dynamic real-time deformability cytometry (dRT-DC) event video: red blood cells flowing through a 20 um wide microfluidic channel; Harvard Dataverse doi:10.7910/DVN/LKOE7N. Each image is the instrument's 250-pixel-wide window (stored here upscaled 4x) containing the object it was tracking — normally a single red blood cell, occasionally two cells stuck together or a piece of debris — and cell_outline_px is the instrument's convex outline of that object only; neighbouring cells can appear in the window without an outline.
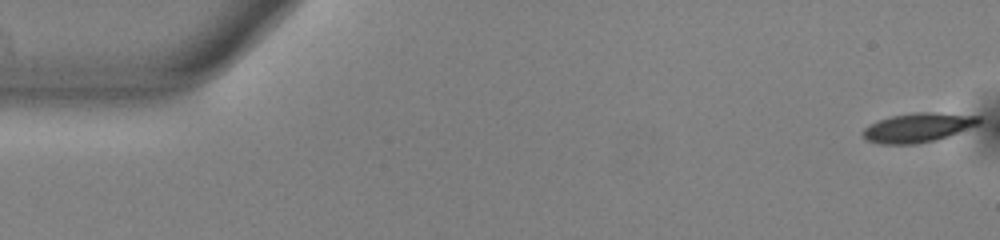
{"species": "common noctule bat (a hibernating species)", "species_latin": "Nyctalus noctula", "temperature_condition": "warm", "stored_images_in_passage": 54, "camera_frame_rate_fps": 3000, "um_per_image_px": 0.085, "animal": {"sex": "male", "body_mass_g": 13.0, "forearm_length_mm": 53.1}, "frame": {"image": 1, "passage_image": 1, "time_ms": 0.0, "image_size_px": [1000, 240], "cell_outline_px": [[980, 124], [948, 136], [916, 144], [880, 144], [864, 140], [860, 136], [860, 132], [864, 128], [880, 120], [892, 116], [912, 112], [932, 112], [980, 116]], "centroid_in_image_um": [77.97, 10.85], "position_along_channel_um": 7.0, "area_um2": 19.77}}
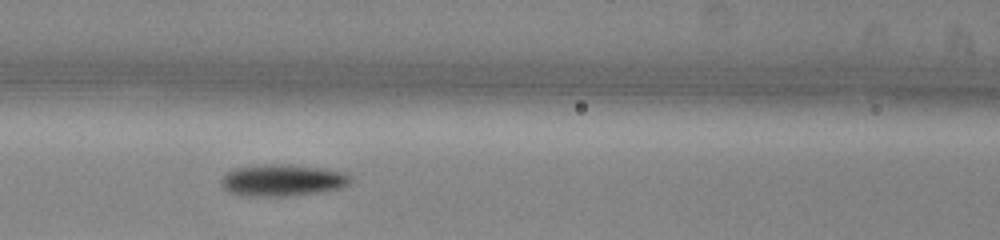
{"frame": {"image": 2, "passage_image": 23, "time_ms": 7.333, "image_size_px": [1000, 240], "cell_outline_px": [[352, 180], [348, 184], [340, 188], [320, 192], [284, 196], [240, 196], [228, 192], [220, 184], [220, 180], [232, 168], [256, 164], [292, 164], [324, 168], [344, 172], [352, 176]], "centroid_in_image_um": [23.98, 15.31], "position_along_channel_um": 142.6, "area_um2": 24.39}}
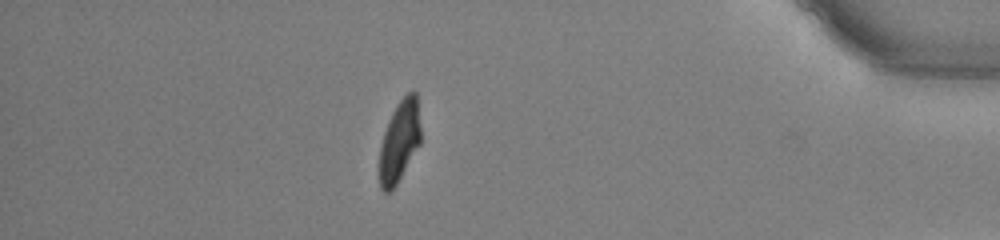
{"frame": {"image": 3, "passage_image": 47, "time_ms": 15.333, "image_size_px": [1000, 240], "cell_outline_px": [[420, 144], [396, 184], [388, 192], [384, 192], [380, 188], [380, 144], [384, 132], [392, 112], [396, 104], [412, 88], [416, 92], [420, 128]], "centroid_in_image_um": [33.96, 11.96], "position_along_channel_um": 401.2, "area_um2": 19.31}, "authors_computed_cell_mechanics": {"area_um2": 20.9814, "velocity_mm_per_s": 3.8101, "shape_relaxation_time_tau1_ms": 2.7072, "shape_relaxation_time_tau2_ms": 3.9191, "deformation_change_tau1": 0.1403, "deformation_change_tau2": 0.1008}}